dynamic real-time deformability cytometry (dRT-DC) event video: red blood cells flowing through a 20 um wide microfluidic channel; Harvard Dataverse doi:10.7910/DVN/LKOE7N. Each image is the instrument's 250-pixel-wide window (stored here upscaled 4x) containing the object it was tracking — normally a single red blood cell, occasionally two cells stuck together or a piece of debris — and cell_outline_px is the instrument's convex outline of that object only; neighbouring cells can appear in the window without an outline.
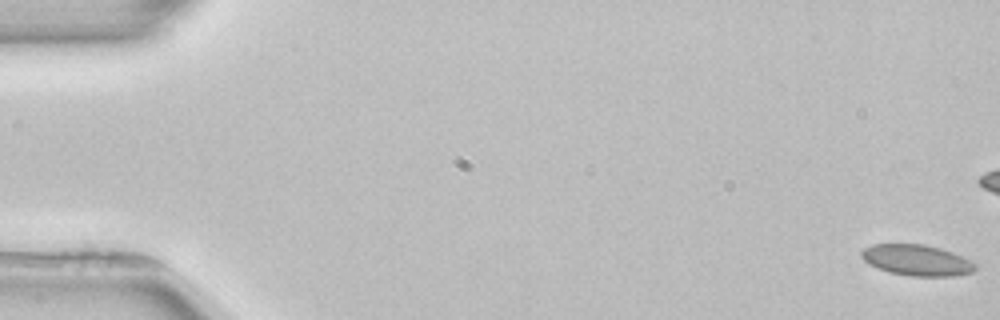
{"species": "common noctule bat (a hibernating species)", "species_latin": "Nyctalus noctula", "temperature_condition": "room temperature", "stored_images_in_passage": 5, "camera_frame_rate_fps": 3000, "um_per_image_px": 0.085, "animal": {"sex": "female", "body_mass_g": 22.7, "forearm_length_mm": 54.2}, "frame": {"image": 1, "passage_image": 1, "time_ms": 0.0, "image_size_px": [1000, 320], "cell_outline_px": [[976, 268], [972, 272], [952, 276], [908, 276], [888, 272], [868, 264], [860, 256], [860, 252], [864, 248], [872, 244], [924, 244], [940, 248], [952, 252], [972, 260], [976, 264]], "centroid_in_image_um": [77.91, 22.11], "position_along_channel_um": 7.1, "area_um2": 20.69}}
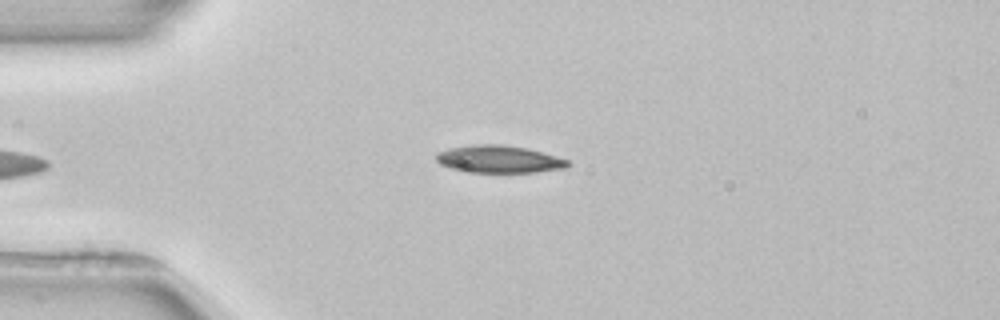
{"frame": {"image": 2, "passage_image": 5, "time_ms": 6.0, "image_size_px": [1000, 320], "cell_outline_px": [[572, 164], [568, 168], [536, 172], [472, 172], [452, 168], [440, 164], [436, 160], [436, 152], [452, 148], [476, 144], [504, 144], [528, 148], [568, 160]], "centroid_in_image_um": [42.46, 13.53], "position_along_channel_um": 42.5, "area_um2": 20.98}}